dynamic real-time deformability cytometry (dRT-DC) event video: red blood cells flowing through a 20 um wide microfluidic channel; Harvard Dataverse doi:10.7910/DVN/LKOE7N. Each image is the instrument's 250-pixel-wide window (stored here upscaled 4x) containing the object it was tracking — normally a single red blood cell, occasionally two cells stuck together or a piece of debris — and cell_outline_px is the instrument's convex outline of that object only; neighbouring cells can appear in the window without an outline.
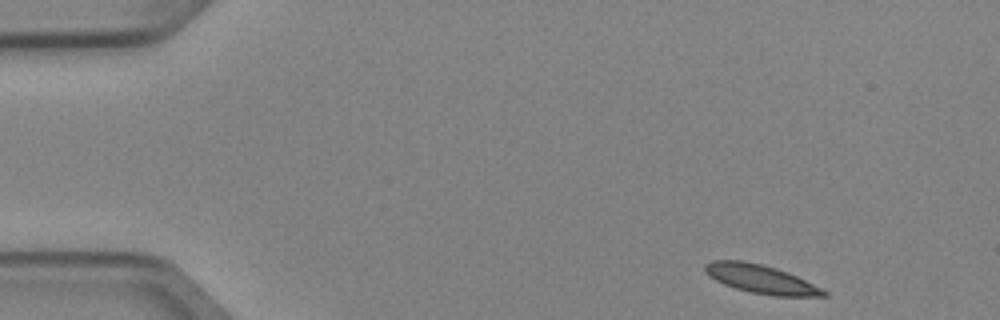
{"species": "Egyptian fruit bat (a non-hibernating species)", "species_latin": "Rousettus aegyptiacus", "temperature_condition": "cold", "stored_images_in_passage": 5, "camera_frame_rate_fps": 3000, "um_per_image_px": 0.085, "animal": {"sex": "female"}, "frame": {"image": 1, "passage_image": 1, "time_ms": 0.0, "image_size_px": [1000, 320], "cell_outline_px": [[828, 296], [772, 296], [752, 292], [736, 288], [724, 284], [708, 276], [704, 272], [704, 264], [712, 260], [744, 260], [776, 268], [788, 272], [828, 292]], "centroid_in_image_um": [64.63, 23.71], "position_along_channel_um": 20.4, "area_um2": 19.65}}
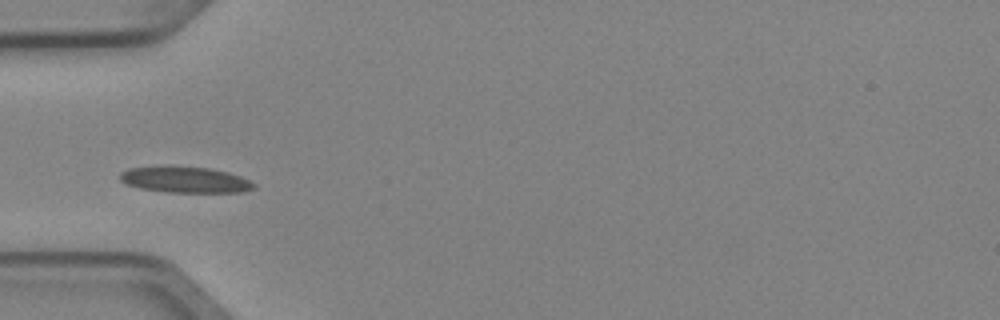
{"frame": {"image": 2, "passage_image": 4, "time_ms": 1.0, "image_size_px": [1000, 320], "cell_outline_px": [[256, 188], [244, 192], [168, 192], [140, 188], [128, 184], [120, 180], [120, 172], [128, 168], [168, 164], [208, 168], [228, 172], [240, 176], [256, 184]], "centroid_in_image_um": [15.72, 15.25], "position_along_channel_um": 69.3, "area_um2": 20.75}}
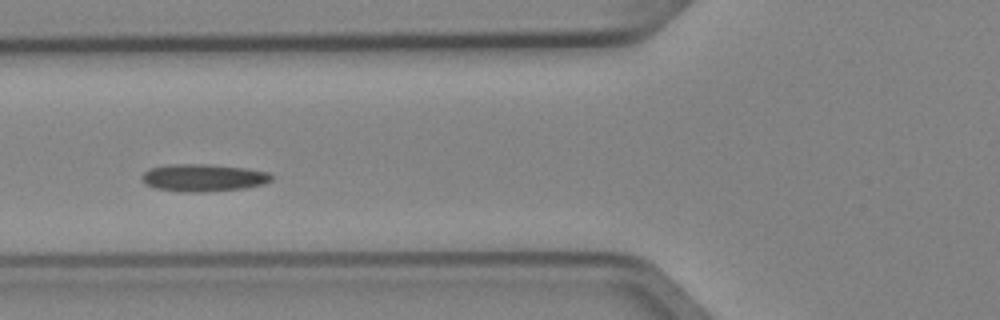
{"frame": {"image": 3, "passage_image": 5, "time_ms": 1.333, "image_size_px": [1000, 320], "cell_outline_px": [[276, 176], [272, 180], [264, 184], [244, 188], [200, 192], [180, 192], [156, 188], [144, 184], [140, 176], [148, 168], [168, 164], [208, 164], [248, 168], [268, 172]], "centroid_in_image_um": [17.28, 15.1], "position_along_channel_um": 108.5, "area_um2": 21.04}}